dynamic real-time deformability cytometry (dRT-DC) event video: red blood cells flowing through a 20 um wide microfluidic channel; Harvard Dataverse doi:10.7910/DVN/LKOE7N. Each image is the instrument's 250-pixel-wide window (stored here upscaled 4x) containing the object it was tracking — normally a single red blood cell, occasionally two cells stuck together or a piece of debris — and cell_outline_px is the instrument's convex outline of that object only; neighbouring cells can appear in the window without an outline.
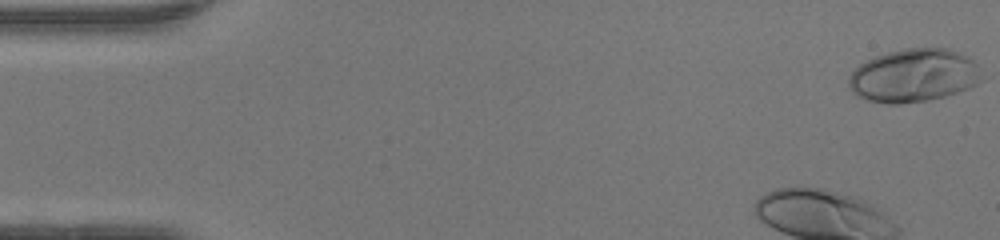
{"species": "human", "species_latin": "Homo sapiens", "temperature_condition": "warm", "stored_images_in_passage": 35, "camera_frame_rate_fps": 3000, "um_per_image_px": 0.085, "donor": {"sex": "female"}, "frame": {"image": 1, "passage_image": 1, "time_ms": 0.0, "image_size_px": [1000, 240], "cell_outline_px": [[984, 80], [968, 88], [944, 96], [928, 100], [900, 104], [888, 104], [868, 100], [856, 96], [852, 92], [848, 84], [848, 76], [860, 64], [876, 56], [888, 52], [904, 48], [948, 48], [968, 56], [976, 64]], "centroid_in_image_um": [77.66, 6.42], "position_along_channel_um": 7.3, "area_um2": 41.27}}
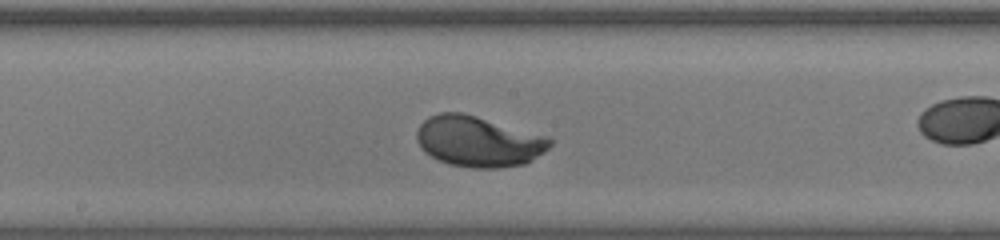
{"frame": {"image": 2, "passage_image": 23, "time_ms": 7.333, "image_size_px": [1000, 240], "cell_outline_px": [[552, 144], [544, 152], [532, 160], [524, 164], [500, 168], [472, 168], [448, 164], [424, 152], [420, 148], [416, 140], [416, 132], [420, 124], [428, 116], [440, 112], [460, 112], [476, 116], [548, 136], [552, 140]], "centroid_in_image_um": [40.65, 12.02], "position_along_channel_um": 207.6, "area_um2": 39.48}}
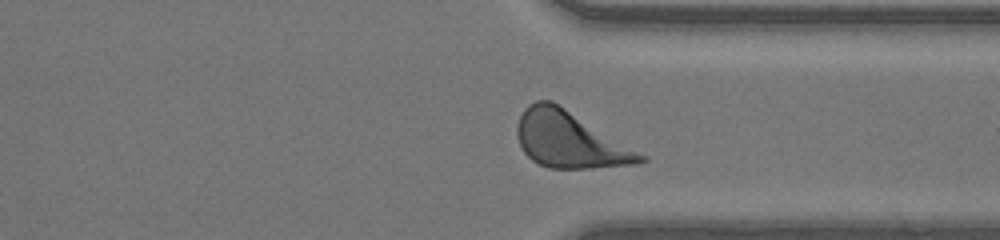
{"frame": {"image": 3, "passage_image": 34, "time_ms": 11.0, "image_size_px": [1000, 240], "cell_outline_px": [[648, 160], [636, 164], [588, 168], [548, 168], [532, 160], [524, 152], [516, 136], [516, 128], [520, 116], [524, 108], [528, 104], [536, 100], [552, 100], [648, 156]], "centroid_in_image_um": [48.43, 11.87], "position_along_channel_um": 363.0, "area_um2": 40.4}}